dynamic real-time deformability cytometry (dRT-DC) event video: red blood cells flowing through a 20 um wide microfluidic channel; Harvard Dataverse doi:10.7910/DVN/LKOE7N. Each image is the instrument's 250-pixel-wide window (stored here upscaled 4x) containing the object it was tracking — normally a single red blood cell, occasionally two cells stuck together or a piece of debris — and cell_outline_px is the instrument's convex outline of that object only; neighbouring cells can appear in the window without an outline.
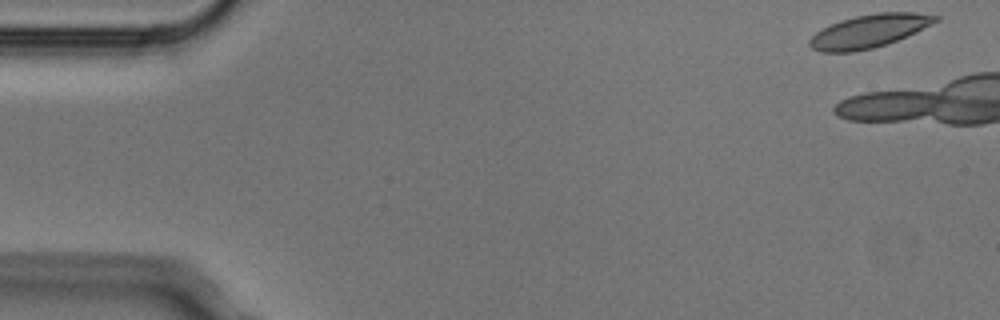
{"species": "Egyptian fruit bat (a non-hibernating species)", "species_latin": "Rousettus aegyptiacus", "temperature_condition": "cold", "stored_images_in_passage": 3, "camera_frame_rate_fps": 3000, "um_per_image_px": 0.085, "animal": {"sex": "male"}, "frame": {"image": 1, "passage_image": 1, "time_ms": 0.0, "image_size_px": [1000, 320], "cell_outline_px": [[940, 20], [916, 32], [896, 40], [872, 48], [852, 52], [820, 52], [812, 48], [808, 44], [808, 40], [816, 32], [840, 20], [856, 16], [876, 12], [916, 12], [940, 16]], "centroid_in_image_um": [73.88, 2.63], "position_along_channel_um": 11.1, "area_um2": 24.22}}